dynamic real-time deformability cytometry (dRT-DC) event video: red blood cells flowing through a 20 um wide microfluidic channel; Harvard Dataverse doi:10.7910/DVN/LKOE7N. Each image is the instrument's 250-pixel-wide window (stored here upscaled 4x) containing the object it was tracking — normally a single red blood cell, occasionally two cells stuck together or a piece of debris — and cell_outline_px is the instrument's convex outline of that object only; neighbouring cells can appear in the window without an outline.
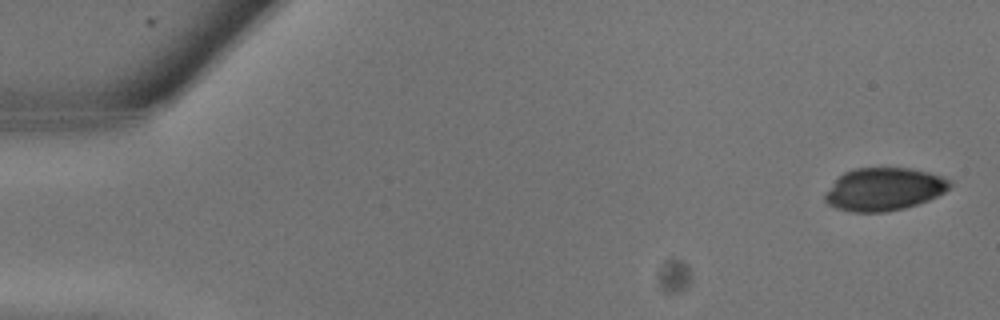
{"species": "common noctule bat (a hibernating species)", "species_latin": "Nyctalus noctula", "temperature_condition": "warm", "stored_images_in_passage": 11, "camera_frame_rate_fps": 3000, "um_per_image_px": 0.085, "animal": {"sex": "male", "body_mass_g": 13.3}, "frame": {"image": 1, "passage_image": 1, "time_ms": 0.0, "image_size_px": [1000, 320], "cell_outline_px": [[952, 184], [944, 192], [928, 200], [904, 208], [884, 212], [852, 212], [836, 208], [828, 204], [824, 200], [824, 196], [836, 180], [844, 172], [856, 168], [912, 168], [928, 172], [952, 180]], "centroid_in_image_um": [75.15, 16.08], "position_along_channel_um": 9.9, "area_um2": 30.92}}